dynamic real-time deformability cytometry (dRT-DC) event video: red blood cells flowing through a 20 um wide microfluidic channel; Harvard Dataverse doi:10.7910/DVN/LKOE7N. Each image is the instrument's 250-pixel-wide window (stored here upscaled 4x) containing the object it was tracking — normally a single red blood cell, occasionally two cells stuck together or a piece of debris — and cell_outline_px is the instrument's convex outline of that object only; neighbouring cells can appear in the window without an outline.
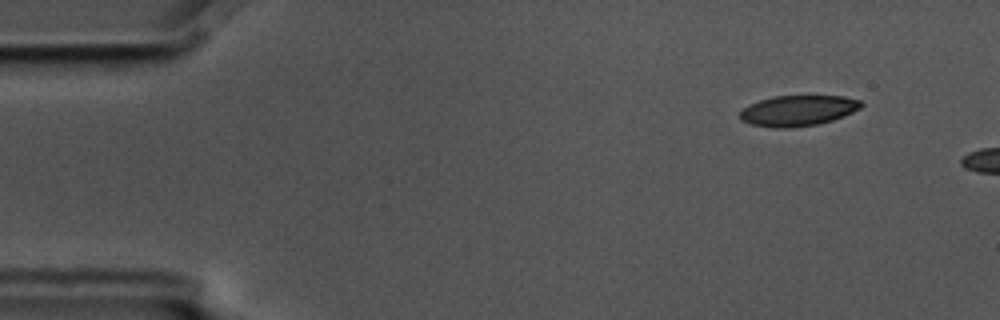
{"species": "common noctule bat (a hibernating species)", "species_latin": "Nyctalus noctula", "temperature_condition": "cold", "stored_images_in_passage": 3, "camera_frame_rate_fps": 3000, "um_per_image_px": 0.085, "animal": {"sex": "male", "body_mass_g": 17.5, "forearm_length_mm": 52.3}, "frame": {"image": 1, "passage_image": 1, "time_ms": 0.0, "image_size_px": [1000, 320], "cell_outline_px": [[864, 104], [860, 108], [844, 116], [832, 120], [816, 124], [792, 128], [772, 128], [752, 124], [740, 120], [740, 112], [748, 104], [760, 100], [776, 96], [844, 96], [860, 100]], "centroid_in_image_um": [67.83, 9.4], "position_along_channel_um": 17.2, "area_um2": 21.62}}